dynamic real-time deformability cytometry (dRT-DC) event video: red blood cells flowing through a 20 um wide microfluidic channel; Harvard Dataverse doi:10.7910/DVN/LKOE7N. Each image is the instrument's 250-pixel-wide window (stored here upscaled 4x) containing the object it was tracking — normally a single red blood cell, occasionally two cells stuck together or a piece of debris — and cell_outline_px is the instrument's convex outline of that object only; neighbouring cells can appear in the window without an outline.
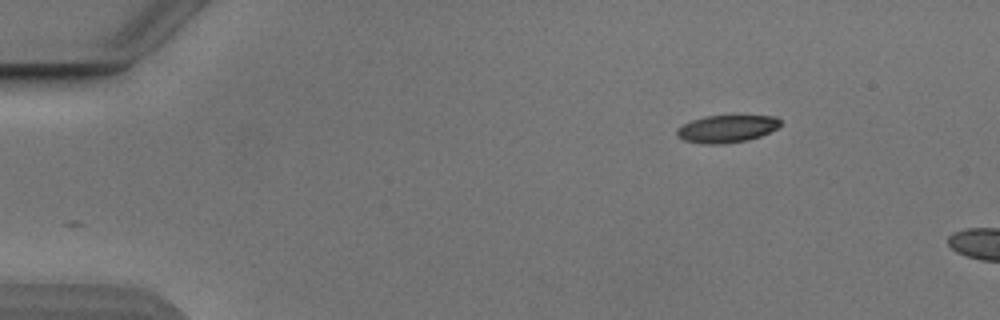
{"species": "Egyptian fruit bat (a non-hibernating species)", "species_latin": "Rousettus aegyptiacus", "temperature_condition": "cold", "stored_images_in_passage": 5, "camera_frame_rate_fps": 3000, "um_per_image_px": 0.085, "animal": {"sex": "male"}, "frame": {"image": 1, "passage_image": 1, "time_ms": 0.0, "image_size_px": [1000, 320], "cell_outline_px": [[780, 128], [760, 136], [748, 140], [724, 144], [704, 144], [684, 140], [676, 136], [676, 128], [692, 120], [704, 116], [736, 112], [776, 116], [780, 120]], "centroid_in_image_um": [61.83, 10.88], "position_along_channel_um": 23.2, "area_um2": 17.69}}